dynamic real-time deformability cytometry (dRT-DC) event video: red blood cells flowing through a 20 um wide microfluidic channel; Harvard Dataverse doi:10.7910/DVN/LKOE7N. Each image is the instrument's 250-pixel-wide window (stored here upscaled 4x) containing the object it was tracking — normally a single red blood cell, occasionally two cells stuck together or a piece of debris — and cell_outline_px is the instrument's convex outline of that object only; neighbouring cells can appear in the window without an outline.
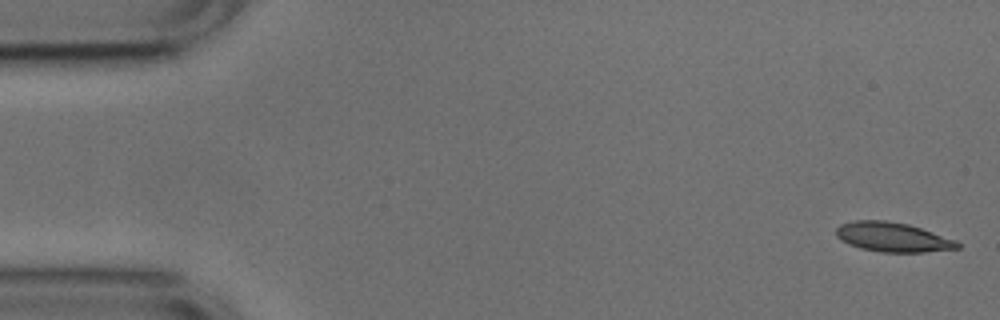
{"species": "common noctule bat (a hibernating species)", "species_latin": "Nyctalus noctula", "temperature_condition": "cold", "stored_images_in_passage": 52, "camera_frame_rate_fps": 3000, "um_per_image_px": 0.085, "animal": {"sex": "male", "body_mass_g": 17.9, "forearm_length_mm": 54.2}, "frame": {"image": 1, "passage_image": 1, "time_ms": 0.0, "image_size_px": [1000, 320], "cell_outline_px": [[960, 248], [924, 252], [880, 252], [860, 248], [848, 244], [840, 240], [836, 236], [836, 228], [840, 224], [856, 220], [884, 220], [908, 224], [956, 240], [960, 244]], "centroid_in_image_um": [75.85, 20.16], "position_along_channel_um": 9.2, "area_um2": 20.81}}
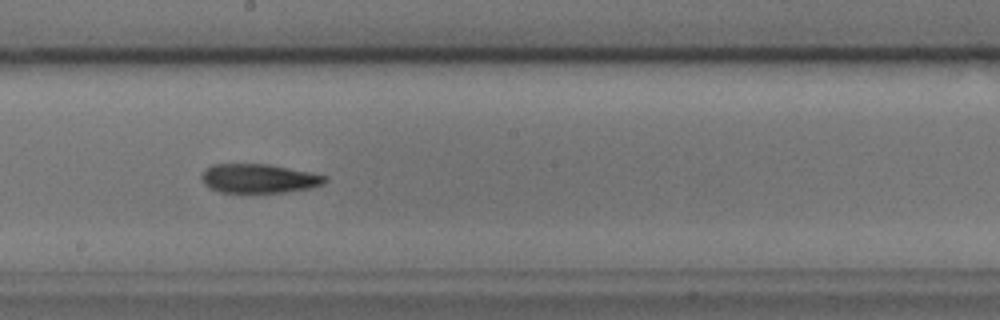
{"frame": {"image": 2, "passage_image": 28, "time_ms": 9.0, "image_size_px": [1000, 320], "cell_outline_px": [[328, 180], [324, 184], [312, 188], [284, 192], [220, 192], [208, 188], [204, 184], [200, 176], [204, 168], [212, 164], [268, 164], [328, 176]], "centroid_in_image_um": [21.98, 15.17], "position_along_channel_um": 226.2, "area_um2": 21.04}}
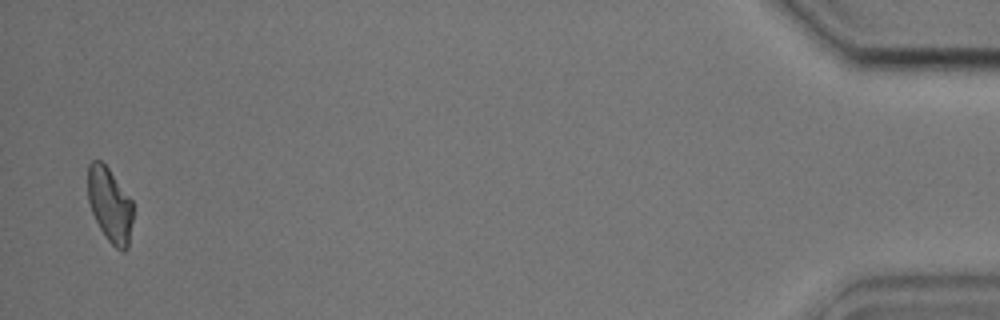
{"frame": {"image": 3, "passage_image": 51, "time_ms": 16.667, "image_size_px": [1000, 320], "cell_outline_px": [[132, 220], [128, 248], [124, 252], [120, 252], [104, 236], [92, 212], [88, 200], [88, 164], [92, 160], [100, 160], [108, 168], [132, 200]], "centroid_in_image_um": [9.33, 17.43], "position_along_channel_um": 425.9, "area_um2": 19.54}, "authors_computed_cell_mechanics": {"area_um2": 20.9814, "velocity_mm_per_s": 3.7561, "shape_relaxation_time_tau1_ms": 8.9203, "shape_relaxation_time_tau2_ms": null, "deformation_change_tau1": 0.2005, "deformation_change_tau2": null}}